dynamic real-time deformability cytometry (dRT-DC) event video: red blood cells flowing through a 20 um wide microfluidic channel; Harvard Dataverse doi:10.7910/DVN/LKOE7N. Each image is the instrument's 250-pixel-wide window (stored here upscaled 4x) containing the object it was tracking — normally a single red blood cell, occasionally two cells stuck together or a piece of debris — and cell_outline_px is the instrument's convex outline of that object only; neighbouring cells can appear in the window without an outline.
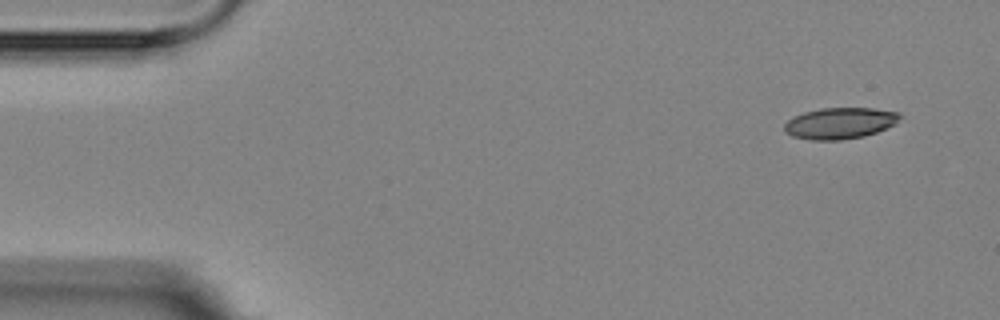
{"species": "Egyptian fruit bat (a non-hibernating species)", "species_latin": "Rousettus aegyptiacus", "temperature_condition": "room temperature", "stored_images_in_passage": 7, "camera_frame_rate_fps": 3000, "um_per_image_px": 0.085, "animal": {"sex": "female"}, "frame": {"image": 1, "passage_image": 1, "time_ms": 0.0, "image_size_px": [1000, 320], "cell_outline_px": [[900, 116], [896, 124], [876, 132], [864, 136], [840, 140], [812, 140], [792, 136], [784, 132], [784, 124], [788, 120], [804, 112], [820, 108], [872, 108], [900, 112]], "centroid_in_image_um": [71.39, 10.47], "position_along_channel_um": 13.6, "area_um2": 21.04}}
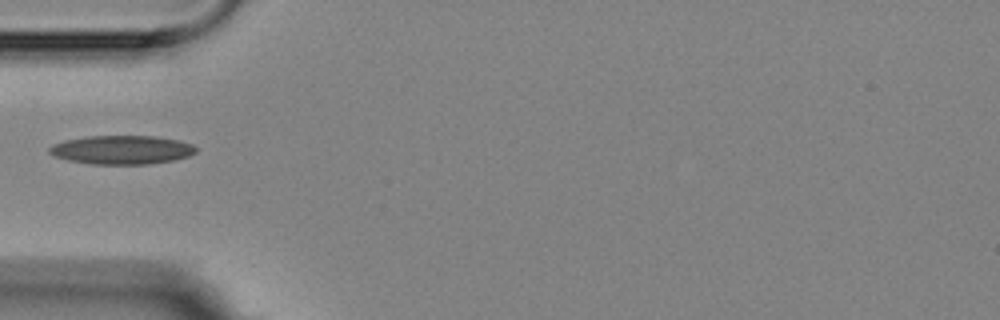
{"frame": {"image": 2, "passage_image": 5, "time_ms": 4.667, "image_size_px": [1000, 320], "cell_outline_px": [[196, 152], [188, 156], [172, 160], [148, 164], [92, 164], [68, 160], [56, 156], [48, 152], [48, 148], [52, 144], [64, 140], [88, 136], [156, 136], [180, 140], [192, 144], [196, 148]], "centroid_in_image_um": [10.34, 12.73], "position_along_channel_um": 74.7, "area_um2": 24.57}}
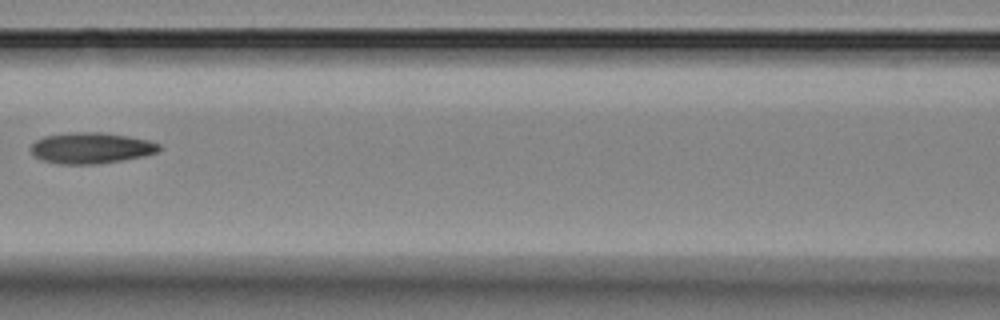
{"frame": {"image": 3, "passage_image": 7, "time_ms": 7.0, "image_size_px": [1000, 320], "cell_outline_px": [[164, 148], [156, 152], [144, 156], [96, 164], [56, 164], [44, 160], [36, 156], [32, 152], [32, 144], [36, 140], [44, 136], [72, 132], [104, 132], [128, 136], [148, 140], [160, 144]], "centroid_in_image_um": [7.77, 12.57], "position_along_channel_um": 158.8, "area_um2": 23.12}}